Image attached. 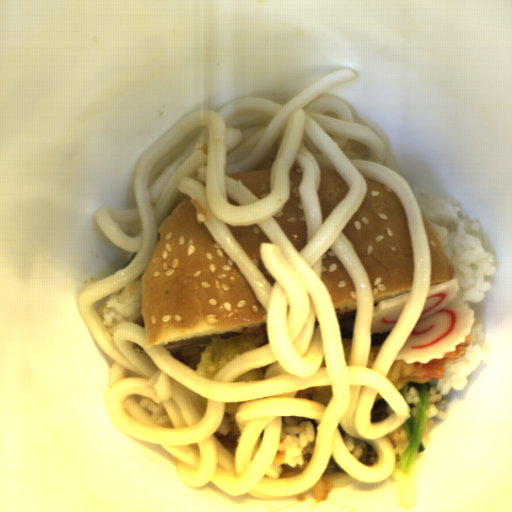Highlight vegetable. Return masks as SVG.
<instances>
[{
    "mask_svg": "<svg viewBox=\"0 0 512 512\" xmlns=\"http://www.w3.org/2000/svg\"><path fill=\"white\" fill-rule=\"evenodd\" d=\"M407 384L418 390L419 405L415 417L413 418L410 409V417L403 423V429L409 443L396 466L404 476L410 477L417 455L423 454L426 449L422 437L427 421L432 387L428 382L417 384L409 381Z\"/></svg>",
    "mask_w": 512,
    "mask_h": 512,
    "instance_id": "add77e79",
    "label": "vegetable"
}]
</instances>
